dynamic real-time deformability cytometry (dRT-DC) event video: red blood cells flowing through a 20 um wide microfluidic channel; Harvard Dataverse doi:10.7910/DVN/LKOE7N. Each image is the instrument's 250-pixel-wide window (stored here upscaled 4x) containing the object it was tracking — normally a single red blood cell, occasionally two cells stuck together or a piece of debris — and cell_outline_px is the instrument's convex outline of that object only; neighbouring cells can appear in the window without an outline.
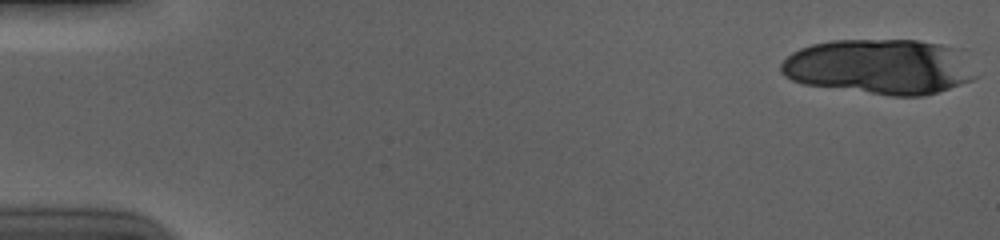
{"species": "human", "species_latin": "Homo sapiens", "temperature_condition": "cold", "stored_images_in_passage": 20, "camera_frame_rate_fps": 3000, "um_per_image_px": 0.085, "donor": {"sex": "male"}, "frame": {"image": 1, "passage_image": 1, "time_ms": 0.0, "image_size_px": [1000, 240], "cell_outline_px": [[980, 76], [972, 80], [924, 96], [892, 96], [804, 84], [792, 80], [784, 76], [780, 72], [780, 64], [792, 52], [800, 48], [812, 44], [832, 40], [916, 40], [964, 48]], "centroid_in_image_um": [74.86, 5.66], "position_along_channel_um": 10.1, "area_um2": 63.52}}